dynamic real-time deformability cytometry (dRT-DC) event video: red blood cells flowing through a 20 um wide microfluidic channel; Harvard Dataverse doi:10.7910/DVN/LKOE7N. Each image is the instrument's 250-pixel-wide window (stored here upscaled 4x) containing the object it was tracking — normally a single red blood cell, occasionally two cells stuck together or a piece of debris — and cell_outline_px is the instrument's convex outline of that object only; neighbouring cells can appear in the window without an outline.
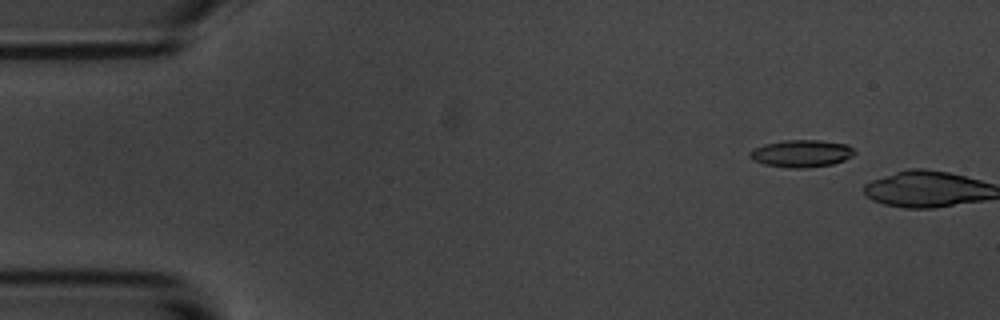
{"species": "common noctule bat (a hibernating species)", "species_latin": "Nyctalus noctula", "temperature_condition": "room temperature", "stored_images_in_passage": 2, "camera_frame_rate_fps": 3000, "um_per_image_px": 0.085, "animal": {"sex": "male", "body_mass_g": 20.1, "forearm_length_mm": 53.5}, "frame": {"image": 1, "passage_image": 1, "time_ms": 0.0, "image_size_px": [1000, 320], "cell_outline_px": [[856, 152], [852, 156], [844, 160], [832, 164], [808, 168], [788, 168], [764, 164], [752, 160], [748, 156], [748, 152], [764, 144], [784, 140], [820, 140], [848, 144]], "centroid_in_image_um": [68.11, 13.05], "position_along_channel_um": 16.9, "area_um2": 16.76}}